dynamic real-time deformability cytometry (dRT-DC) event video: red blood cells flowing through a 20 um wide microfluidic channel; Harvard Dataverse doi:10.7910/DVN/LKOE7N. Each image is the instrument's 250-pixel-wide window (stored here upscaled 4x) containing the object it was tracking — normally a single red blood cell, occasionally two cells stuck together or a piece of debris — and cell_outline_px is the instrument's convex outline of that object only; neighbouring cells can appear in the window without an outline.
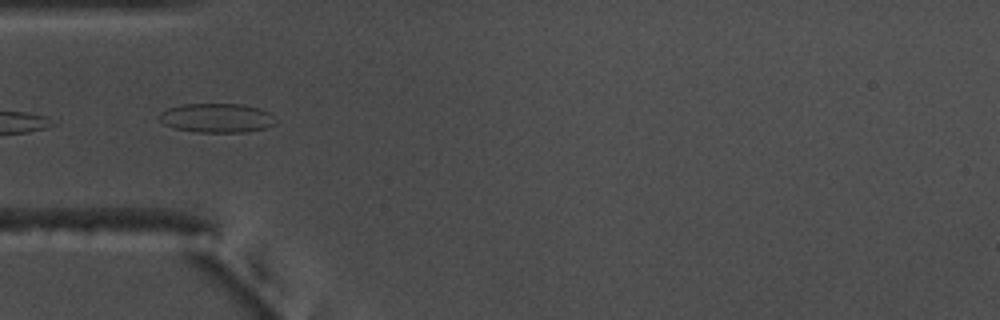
{"species": "common noctule bat (a hibernating species)", "species_latin": "Nyctalus noctula", "temperature_condition": "warm", "stored_images_in_passage": 15, "camera_frame_rate_fps": 3000, "um_per_image_px": 0.085, "animal": {"sex": "male", "body_mass_g": 17.5, "forearm_length_mm": 52.3}, "frame": {"image": 1, "passage_image": 7, "time_ms": 2.0, "image_size_px": [1000, 320], "cell_outline_px": [[276, 124], [268, 128], [244, 132], [196, 132], [176, 128], [164, 124], [156, 116], [160, 112], [168, 108], [180, 104], [244, 104], [260, 108], [268, 112], [276, 120]], "centroid_in_image_um": [18.43, 10.02], "position_along_channel_um": 66.6, "area_um2": 20.0}}